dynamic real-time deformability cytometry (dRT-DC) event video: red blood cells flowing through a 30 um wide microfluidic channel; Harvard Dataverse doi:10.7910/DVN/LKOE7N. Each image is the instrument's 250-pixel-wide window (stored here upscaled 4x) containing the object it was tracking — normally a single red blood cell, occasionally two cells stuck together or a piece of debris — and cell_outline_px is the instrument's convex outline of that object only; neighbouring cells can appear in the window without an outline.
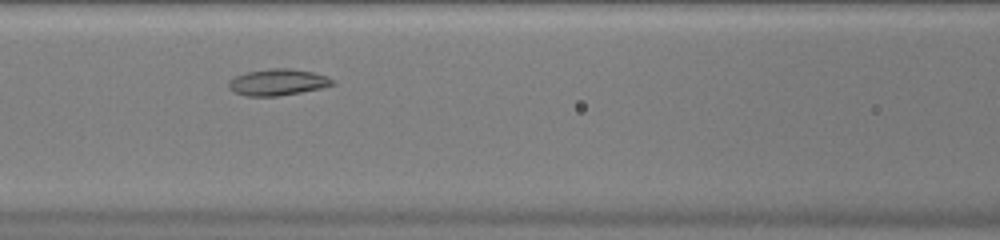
{"species": "common noctule bat (a hibernating species)", "species_latin": "Nyctalus noctula", "temperature_condition": "warm", "stored_images_in_passage": 32, "camera_frame_rate_fps": 3000, "um_per_image_px": 0.085, "animal": {"sex": "female", "body_mass_g": 20.0, "forearm_length_mm": 54.0}, "frame": {"image": 1, "passage_image": 10, "time_ms": 3.0, "image_size_px": [1000, 240], "cell_outline_px": [[336, 84], [320, 88], [300, 92], [276, 96], [244, 96], [228, 88], [228, 80], [236, 76], [248, 72], [272, 68], [288, 68], [312, 72], [324, 76], [332, 80]], "centroid_in_image_um": [23.56, 6.99], "position_along_channel_um": 143.0, "area_um2": 15.72}}
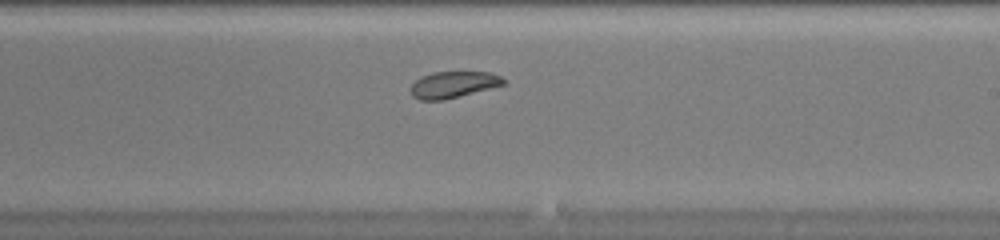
{"frame": {"image": 2, "passage_image": 18, "time_ms": 5.667, "image_size_px": [1000, 240], "cell_outline_px": [[504, 84], [460, 96], [444, 100], [420, 100], [412, 96], [408, 88], [416, 80], [432, 72], [488, 72], [500, 76], [504, 80]], "centroid_in_image_um": [38.47, 7.2], "position_along_channel_um": 250.5, "area_um2": 14.16}}
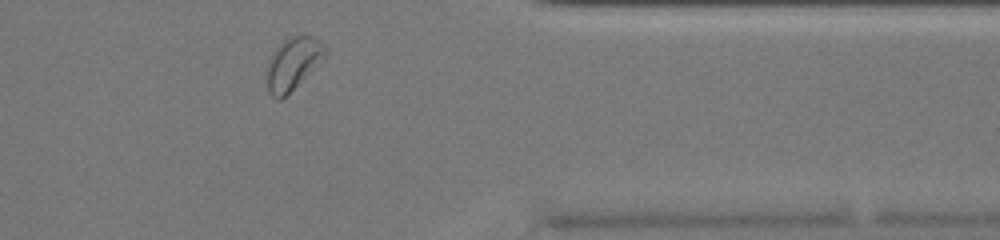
{"frame": {"image": 3, "passage_image": 29, "time_ms": 9.333, "image_size_px": [1000, 240], "cell_outline_px": [[328, 52], [324, 60], [280, 100], [276, 100], [268, 92], [264, 76], [268, 60], [276, 48], [284, 40], [304, 32], [320, 40], [324, 44]], "centroid_in_image_um": [24.9, 5.39], "position_along_channel_um": 386.5, "area_um2": 18.32}, "authors_computed_cell_mechanics": {"area_um2": 15.7216, "velocity_mm_per_s": 4.0365, "shape_relaxation_time_tau1_ms": null, "shape_relaxation_time_tau2_ms": 1.9981, "deformation_change_tau1": null, "deformation_change_tau2": 0.0566}}